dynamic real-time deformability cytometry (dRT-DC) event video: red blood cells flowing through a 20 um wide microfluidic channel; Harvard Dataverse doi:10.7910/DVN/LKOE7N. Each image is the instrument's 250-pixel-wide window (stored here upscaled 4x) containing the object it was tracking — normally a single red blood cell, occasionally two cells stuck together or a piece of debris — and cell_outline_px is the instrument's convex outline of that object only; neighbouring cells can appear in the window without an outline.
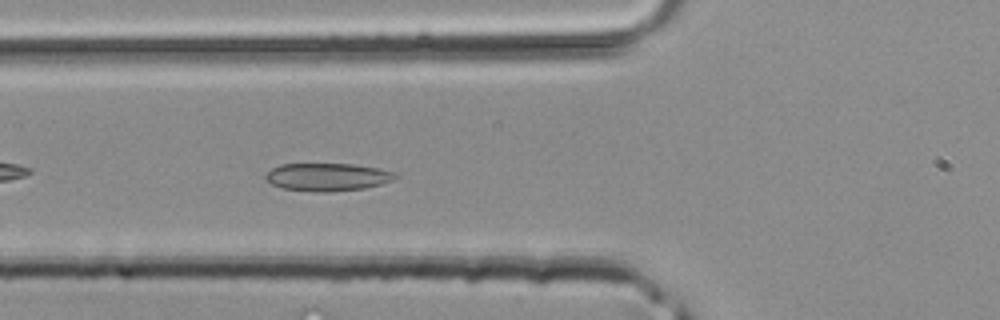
{"species": "common noctule bat (a hibernating species)", "species_latin": "Nyctalus noctula", "temperature_condition": "room temperature", "stored_images_in_passage": 21, "camera_frame_rate_fps": 3000, "um_per_image_px": 0.085, "animal": {"sex": "male", "body_mass_g": 20.4}, "frame": {"image": 1, "passage_image": 4, "time_ms": 1.0, "image_size_px": [1000, 320], "cell_outline_px": [[400, 176], [392, 180], [380, 184], [364, 188], [332, 192], [312, 192], [284, 188], [272, 184], [264, 176], [272, 168], [280, 164], [352, 164], [376, 168], [396, 172]], "centroid_in_image_um": [27.85, 15.05], "position_along_channel_um": 98.0, "area_um2": 20.98}}
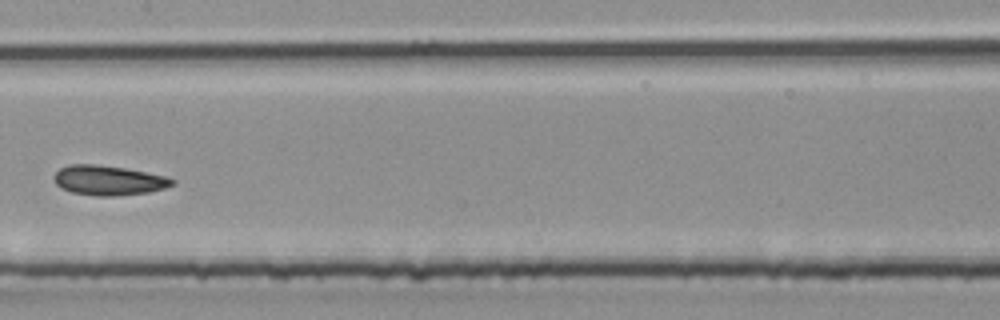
{"frame": {"image": 2, "passage_image": 10, "time_ms": 3.0, "image_size_px": [1000, 320], "cell_outline_px": [[176, 184], [164, 188], [148, 192], [112, 196], [96, 196], [72, 192], [60, 188], [56, 184], [52, 176], [60, 168], [68, 164], [96, 164], [124, 168], [168, 176], [176, 180]], "centroid_in_image_um": [9.22, 15.32], "position_along_channel_um": 198.2, "area_um2": 20.63}}
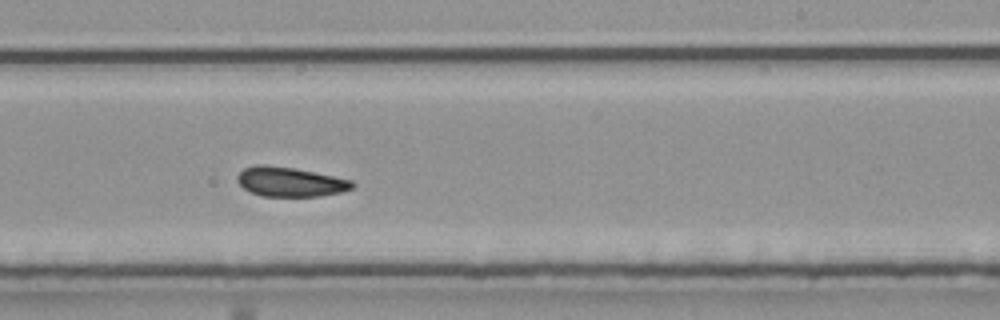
{"frame": {"image": 3, "passage_image": 14, "time_ms": 4.333, "image_size_px": [1000, 320], "cell_outline_px": [[356, 184], [352, 188], [340, 192], [320, 196], [260, 196], [244, 188], [236, 180], [236, 176], [244, 168], [256, 164], [264, 164], [296, 168], [352, 180]], "centroid_in_image_um": [24.65, 15.44], "position_along_channel_um": 264.4, "area_um2": 19.83}}